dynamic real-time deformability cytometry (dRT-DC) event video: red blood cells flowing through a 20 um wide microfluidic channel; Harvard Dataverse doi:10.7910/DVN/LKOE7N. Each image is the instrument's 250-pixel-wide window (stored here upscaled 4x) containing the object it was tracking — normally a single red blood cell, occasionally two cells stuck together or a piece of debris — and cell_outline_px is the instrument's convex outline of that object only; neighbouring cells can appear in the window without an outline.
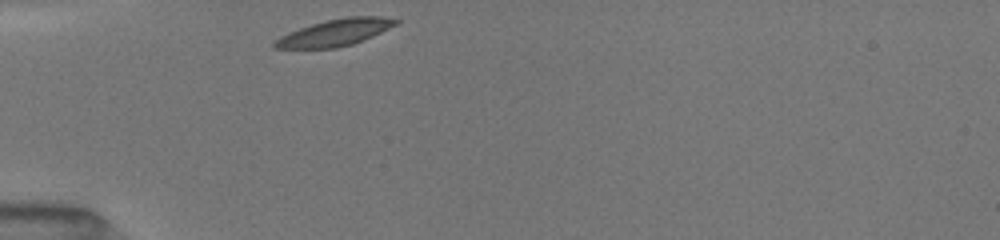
{"species": "common noctule bat (a hibernating species)", "species_latin": "Nyctalus noctula", "temperature_condition": "room temperature", "stored_images_in_passage": 4, "camera_frame_rate_fps": 3000, "um_per_image_px": 0.085, "animal": {"sex": "female", "body_mass_g": 19.5, "forearm_length_mm": 54.1}, "frame": {"image": 1, "passage_image": 1, "time_ms": 0.0, "image_size_px": [1000, 240], "cell_outline_px": [[400, 24], [372, 36], [352, 44], [336, 48], [272, 48], [272, 44], [280, 36], [300, 28], [312, 24], [328, 20], [348, 16], [384, 16], [400, 20]], "centroid_in_image_um": [28.54, 2.76], "position_along_channel_um": 56.5, "area_um2": 18.79}}
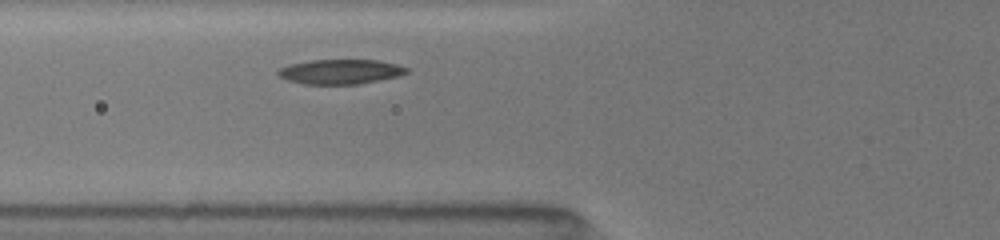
{"frame": {"image": 2, "passage_image": 4, "time_ms": 1.333, "image_size_px": [1000, 240], "cell_outline_px": [[408, 72], [400, 76], [356, 84], [304, 84], [288, 80], [280, 76], [276, 72], [276, 68], [288, 64], [308, 60], [380, 60], [396, 64], [408, 68]], "centroid_in_image_um": [28.89, 6.08], "position_along_channel_um": 96.9, "area_um2": 18.61}}